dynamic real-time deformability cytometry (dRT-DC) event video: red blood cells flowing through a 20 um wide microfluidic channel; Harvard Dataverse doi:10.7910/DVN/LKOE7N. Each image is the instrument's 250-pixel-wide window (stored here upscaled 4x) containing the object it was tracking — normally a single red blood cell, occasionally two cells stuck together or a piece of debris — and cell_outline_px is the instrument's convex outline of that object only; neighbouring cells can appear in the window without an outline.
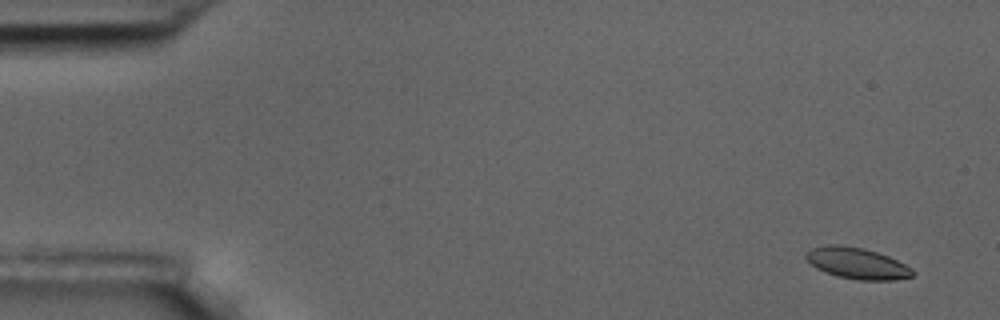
{"species": "common noctule bat (a hibernating species)", "species_latin": "Nyctalus noctula", "temperature_condition": "room temperature", "stored_images_in_passage": 56, "camera_frame_rate_fps": 3000, "um_per_image_px": 0.085, "animal": {"sex": "male", "body_mass_g": 17.5, "forearm_length_mm": 52.3}, "frame": {"image": 1, "passage_image": 1, "time_ms": 0.0, "image_size_px": [1000, 320], "cell_outline_px": [[916, 272], [912, 276], [892, 280], [856, 280], [836, 276], [816, 268], [804, 256], [804, 252], [812, 248], [828, 244], [840, 244], [864, 248], [888, 256], [912, 268]], "centroid_in_image_um": [72.83, 22.37], "position_along_channel_um": 12.2, "area_um2": 19.48}}
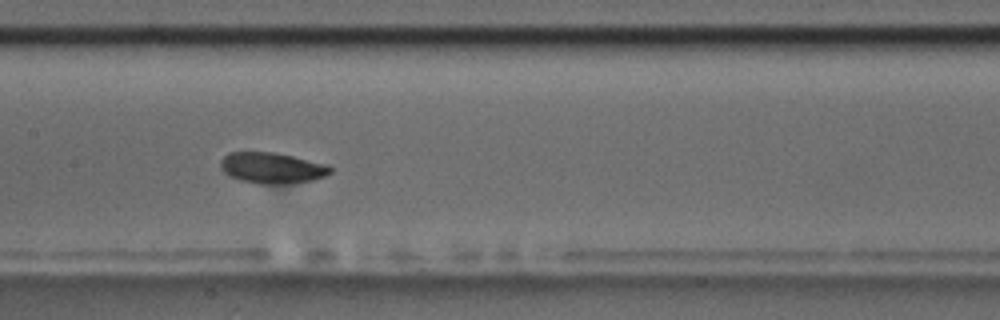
{"frame": {"image": 2, "passage_image": 26, "time_ms": 8.333, "image_size_px": [1000, 320], "cell_outline_px": [[332, 172], [324, 176], [312, 180], [280, 184], [260, 184], [240, 180], [228, 176], [220, 168], [220, 160], [228, 152], [276, 152], [328, 164], [332, 168]], "centroid_in_image_um": [23.1, 14.26], "position_along_channel_um": 184.3, "area_um2": 19.94}}
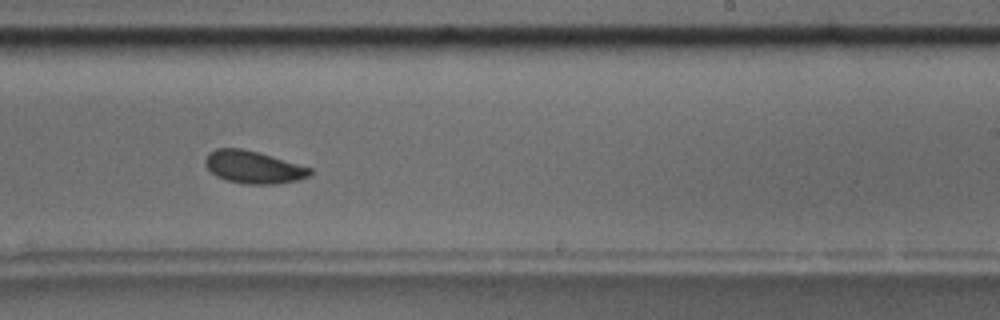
{"frame": {"image": 3, "passage_image": 33, "time_ms": 10.667, "image_size_px": [1000, 320], "cell_outline_px": [[312, 172], [308, 176], [296, 180], [276, 184], [244, 184], [228, 180], [216, 176], [204, 164], [204, 160], [208, 152], [216, 148], [240, 148], [272, 156], [312, 168]], "centroid_in_image_um": [21.51, 14.2], "position_along_channel_um": 267.5, "area_um2": 19.71}}